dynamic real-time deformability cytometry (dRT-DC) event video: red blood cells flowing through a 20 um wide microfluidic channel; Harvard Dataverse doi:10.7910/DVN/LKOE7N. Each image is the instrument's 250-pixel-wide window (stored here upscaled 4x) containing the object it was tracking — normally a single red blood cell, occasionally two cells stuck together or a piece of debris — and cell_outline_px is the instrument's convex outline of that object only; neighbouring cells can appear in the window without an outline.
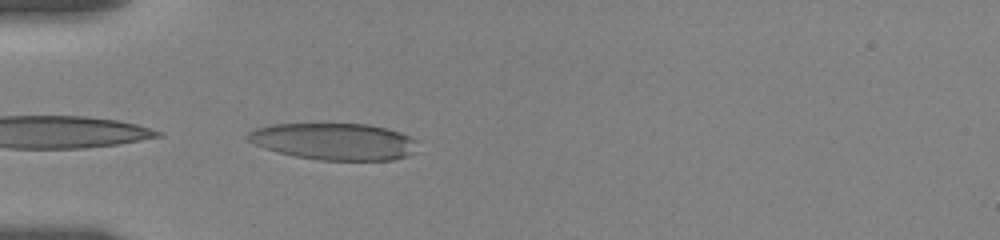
{"species": "human", "species_latin": "Homo sapiens", "temperature_condition": "room temperature", "stored_images_in_passage": 9, "camera_frame_rate_fps": 3000, "um_per_image_px": 0.085, "donor": {"sex": "female"}, "frame": {"image": 1, "passage_image": 1, "time_ms": 0.0, "image_size_px": [1000, 240], "cell_outline_px": [[416, 152], [408, 156], [392, 160], [320, 160], [296, 156], [264, 148], [248, 140], [244, 136], [248, 132], [256, 128], [272, 124], [368, 124], [388, 128], [400, 132], [416, 140]], "centroid_in_image_um": [28.43, 12.02], "position_along_channel_um": 56.6, "area_um2": 36.41}}
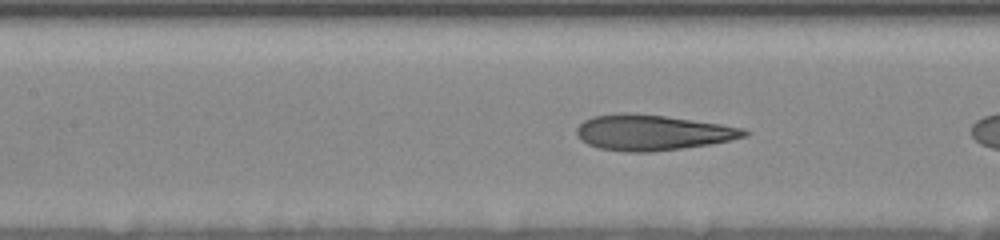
{"frame": {"image": 2, "passage_image": 7, "time_ms": 2.0, "image_size_px": [1000, 240], "cell_outline_px": [[752, 132], [748, 136], [712, 144], [684, 148], [652, 152], [624, 152], [600, 148], [588, 144], [580, 140], [576, 136], [576, 128], [584, 120], [592, 116], [616, 112], [628, 112], [664, 116], [720, 124], [744, 128]], "centroid_in_image_um": [55.44, 11.26], "position_along_channel_um": 152.0, "area_um2": 35.08}}